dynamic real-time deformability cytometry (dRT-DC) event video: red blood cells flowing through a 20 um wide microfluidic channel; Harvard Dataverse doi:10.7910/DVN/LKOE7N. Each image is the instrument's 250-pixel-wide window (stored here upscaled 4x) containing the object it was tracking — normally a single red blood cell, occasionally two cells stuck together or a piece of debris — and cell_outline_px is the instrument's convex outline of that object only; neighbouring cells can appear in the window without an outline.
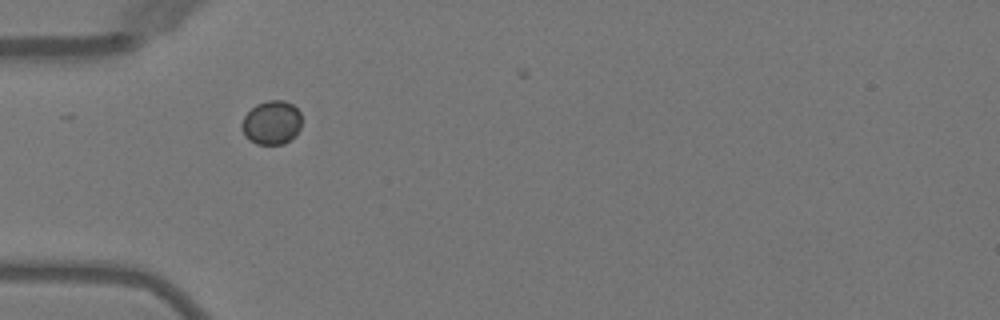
{"species": "Egyptian fruit bat (a non-hibernating species)", "species_latin": "Rousettus aegyptiacus", "temperature_condition": "warm", "stored_images_in_passage": 2, "camera_frame_rate_fps": 3000, "um_per_image_px": 0.085, "animal": {"sex": "female"}, "frame": {"image": 1, "passage_image": 1, "time_ms": 0.0, "image_size_px": [1000, 320], "cell_outline_px": [[300, 128], [296, 136], [284, 144], [256, 144], [248, 140], [244, 136], [240, 124], [244, 116], [256, 104], [268, 100], [284, 100], [292, 104], [300, 112]], "centroid_in_image_um": [23.07, 10.43], "position_along_channel_um": 61.9, "area_um2": 15.49}}
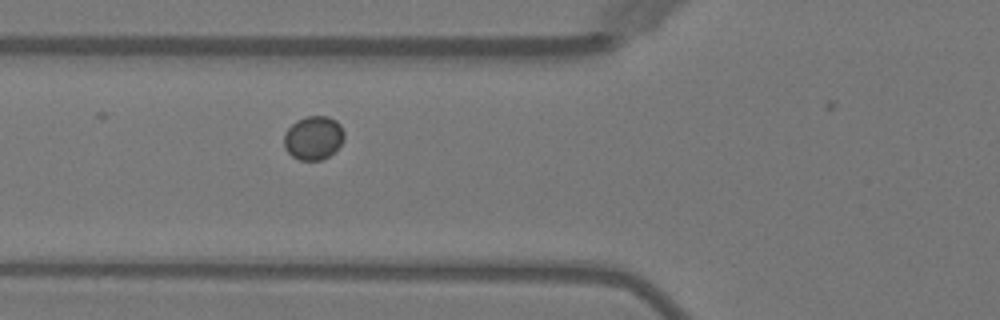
{"frame": {"image": 2, "passage_image": 2, "time_ms": 1.0, "image_size_px": [1000, 320], "cell_outline_px": [[344, 140], [328, 156], [320, 160], [300, 160], [292, 156], [284, 148], [284, 132], [296, 120], [308, 116], [328, 116], [336, 120], [340, 124], [344, 132]], "centroid_in_image_um": [26.63, 11.7], "position_along_channel_um": 99.2, "area_um2": 15.32}}